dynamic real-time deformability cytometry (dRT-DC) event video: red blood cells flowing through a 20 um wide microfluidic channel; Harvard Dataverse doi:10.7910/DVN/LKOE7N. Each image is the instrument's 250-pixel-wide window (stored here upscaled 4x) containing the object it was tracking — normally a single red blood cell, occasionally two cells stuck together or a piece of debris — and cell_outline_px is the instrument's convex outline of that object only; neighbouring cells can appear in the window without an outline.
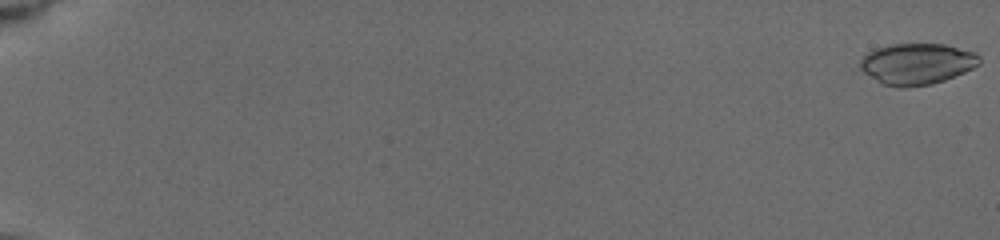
{"species": "common noctule bat (a hibernating species)", "species_latin": "Nyctalus noctula", "temperature_condition": "cold", "stored_images_in_passage": 11, "camera_frame_rate_fps": 3000, "um_per_image_px": 0.085, "animal": {"sex": "female", "body_mass_g": 19.5, "forearm_length_mm": 54.1}, "frame": {"image": 1, "passage_image": 1, "time_ms": 0.0, "image_size_px": [1000, 240], "cell_outline_px": [[980, 64], [964, 72], [944, 80], [932, 84], [884, 84], [864, 72], [860, 68], [860, 60], [868, 52], [876, 48], [888, 44], [944, 44], [976, 52], [980, 56]], "centroid_in_image_um": [77.98, 5.37], "position_along_channel_um": 7.0, "area_um2": 27.8}}
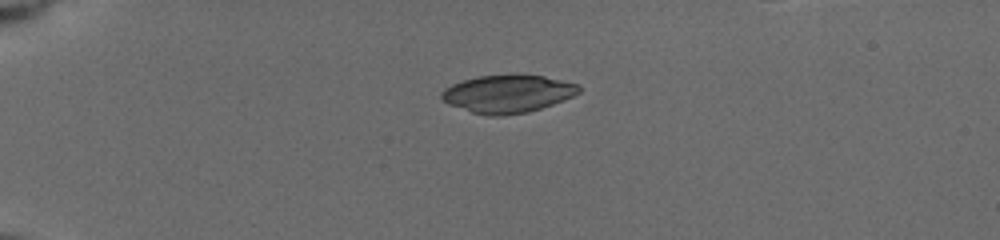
{"frame": {"image": 2, "passage_image": 6, "time_ms": 5.0, "image_size_px": [1000, 240], "cell_outline_px": [[580, 92], [564, 100], [528, 112], [496, 116], [492, 116], [472, 112], [448, 104], [440, 96], [440, 92], [444, 88], [452, 84], [464, 80], [480, 76], [512, 72], [520, 72], [544, 76], [580, 84]], "centroid_in_image_um": [43.17, 7.93], "position_along_channel_um": 41.8, "area_um2": 30.75}}